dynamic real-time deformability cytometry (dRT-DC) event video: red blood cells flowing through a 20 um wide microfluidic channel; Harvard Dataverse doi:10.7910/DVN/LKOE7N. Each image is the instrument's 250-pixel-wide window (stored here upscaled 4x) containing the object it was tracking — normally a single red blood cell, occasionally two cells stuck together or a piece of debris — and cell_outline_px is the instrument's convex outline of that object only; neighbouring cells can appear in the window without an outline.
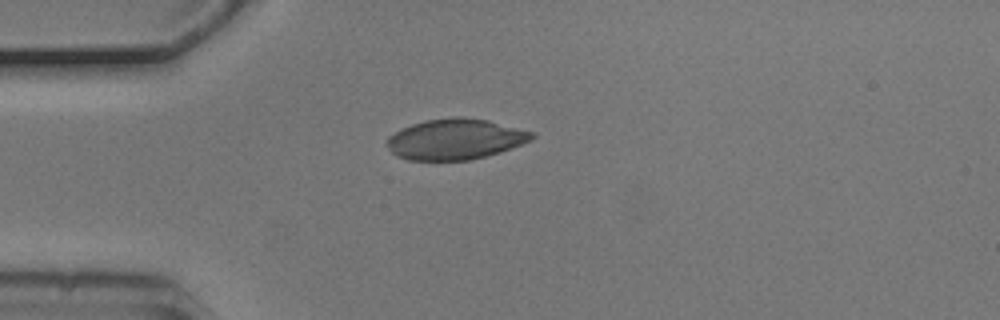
{"species": "common noctule bat (a hibernating species)", "species_latin": "Nyctalus noctula", "temperature_condition": "cold", "stored_images_in_passage": 1, "camera_frame_rate_fps": 3000, "um_per_image_px": 0.085, "animal": {"sex": "male", "body_mass_g": 20.5, "forearm_length_mm": 52.5}, "frame": {"image": 1, "passage_image": 1, "time_ms": 0.0, "image_size_px": [1000, 320], "cell_outline_px": [[536, 136], [532, 140], [500, 152], [468, 160], [408, 160], [396, 156], [388, 148], [384, 140], [388, 136], [400, 128], [424, 120], [452, 116], [464, 116], [488, 120], [536, 132]], "centroid_in_image_um": [38.68, 11.81], "position_along_channel_um": 46.3, "area_um2": 34.8}}